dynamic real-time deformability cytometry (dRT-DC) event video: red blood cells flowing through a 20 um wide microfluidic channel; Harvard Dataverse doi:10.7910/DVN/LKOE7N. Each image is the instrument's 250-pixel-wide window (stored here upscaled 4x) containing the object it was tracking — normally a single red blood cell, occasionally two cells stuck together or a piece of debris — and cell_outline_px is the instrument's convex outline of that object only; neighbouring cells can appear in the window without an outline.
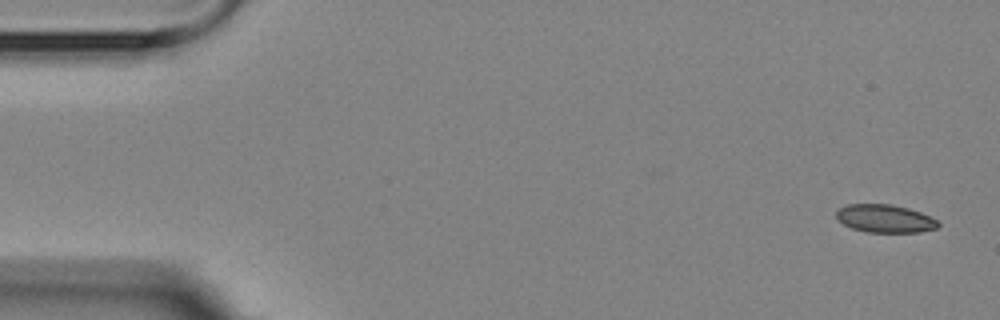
{"species": "Egyptian fruit bat (a non-hibernating species)", "species_latin": "Rousettus aegyptiacus", "temperature_condition": "room temperature", "stored_images_in_passage": 4, "camera_frame_rate_fps": 3000, "um_per_image_px": 0.085, "animal": {"sex": "female"}, "frame": {"image": 1, "passage_image": 1, "time_ms": 0.0, "image_size_px": [1000, 320], "cell_outline_px": [[940, 224], [936, 228], [920, 232], [868, 232], [852, 228], [836, 220], [836, 212], [840, 208], [848, 204], [892, 204], [908, 208], [920, 212], [936, 220]], "centroid_in_image_um": [75.19, 18.57], "position_along_channel_um": 9.8, "area_um2": 16.53}}
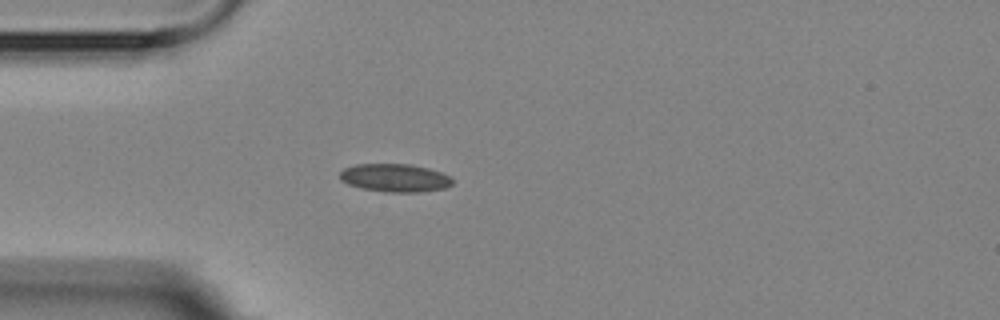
{"frame": {"image": 2, "passage_image": 4, "time_ms": 4.333, "image_size_px": [1000, 320], "cell_outline_px": [[452, 184], [444, 188], [420, 192], [388, 192], [360, 188], [348, 184], [340, 180], [340, 172], [344, 168], [356, 164], [412, 164], [428, 168], [452, 176]], "centroid_in_image_um": [33.56, 15.11], "position_along_channel_um": 51.4, "area_um2": 18.5}}